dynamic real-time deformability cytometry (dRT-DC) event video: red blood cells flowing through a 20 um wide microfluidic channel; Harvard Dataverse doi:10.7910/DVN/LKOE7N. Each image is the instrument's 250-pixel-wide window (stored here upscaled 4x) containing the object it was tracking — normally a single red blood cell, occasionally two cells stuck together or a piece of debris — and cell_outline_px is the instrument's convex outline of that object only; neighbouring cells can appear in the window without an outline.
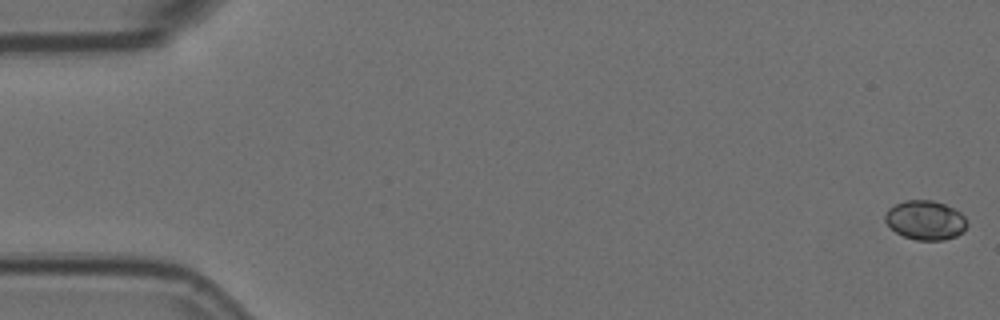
{"species": "Egyptian fruit bat (a non-hibernating species)", "species_latin": "Rousettus aegyptiacus", "temperature_condition": "room temperature", "stored_images_in_passage": 51, "camera_frame_rate_fps": 3000, "um_per_image_px": 0.085, "animal": {"sex": "female"}, "frame": {"image": 1, "passage_image": 1, "time_ms": 0.0, "image_size_px": [1000, 320], "cell_outline_px": [[968, 224], [964, 232], [956, 236], [944, 240], [916, 240], [904, 236], [896, 232], [884, 220], [884, 216], [888, 208], [904, 200], [932, 200], [944, 204], [960, 212], [964, 216]], "centroid_in_image_um": [78.67, 18.71], "position_along_channel_um": 6.3, "area_um2": 18.79}}
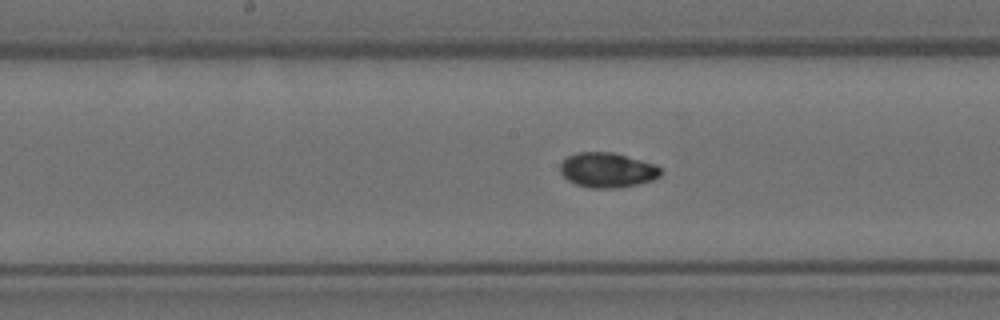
{"frame": {"image": 2, "passage_image": 29, "time_ms": 9.333, "image_size_px": [1000, 320], "cell_outline_px": [[664, 172], [660, 176], [652, 180], [640, 184], [616, 188], [588, 188], [576, 184], [568, 180], [560, 172], [560, 164], [568, 156], [576, 152], [612, 152], [640, 160], [652, 164], [660, 168]], "centroid_in_image_um": [51.62, 14.47], "position_along_channel_um": 196.6, "area_um2": 20.4}}
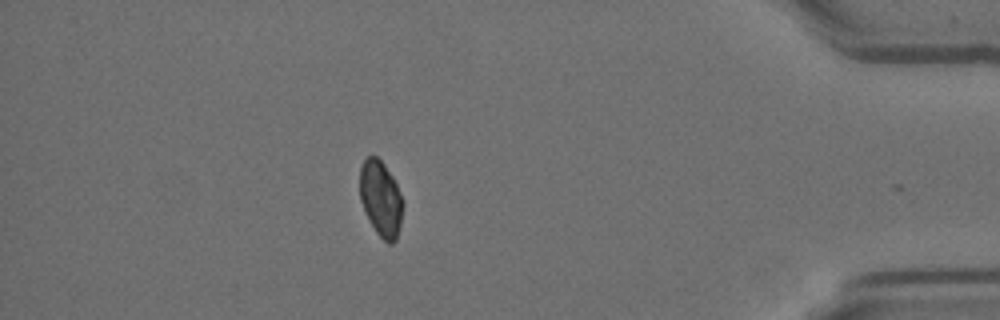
{"frame": {"image": 3, "passage_image": 50, "time_ms": 16.333, "image_size_px": [1000, 320], "cell_outline_px": [[404, 204], [400, 224], [396, 240], [392, 244], [388, 244], [376, 232], [360, 200], [360, 168], [364, 160], [368, 156], [376, 156], [384, 164], [392, 176], [404, 200]], "centroid_in_image_um": [32.39, 16.88], "position_along_channel_um": 402.8, "area_um2": 18.84}, "authors_computed_cell_mechanics": {"area_um2": 19.5942, "velocity_mm_per_s": 3.597, "shape_relaxation_time_tau1_ms": null, "shape_relaxation_time_tau2_ms": 3.9856, "deformation_change_tau1": null, "deformation_change_tau2": 0.0437}}